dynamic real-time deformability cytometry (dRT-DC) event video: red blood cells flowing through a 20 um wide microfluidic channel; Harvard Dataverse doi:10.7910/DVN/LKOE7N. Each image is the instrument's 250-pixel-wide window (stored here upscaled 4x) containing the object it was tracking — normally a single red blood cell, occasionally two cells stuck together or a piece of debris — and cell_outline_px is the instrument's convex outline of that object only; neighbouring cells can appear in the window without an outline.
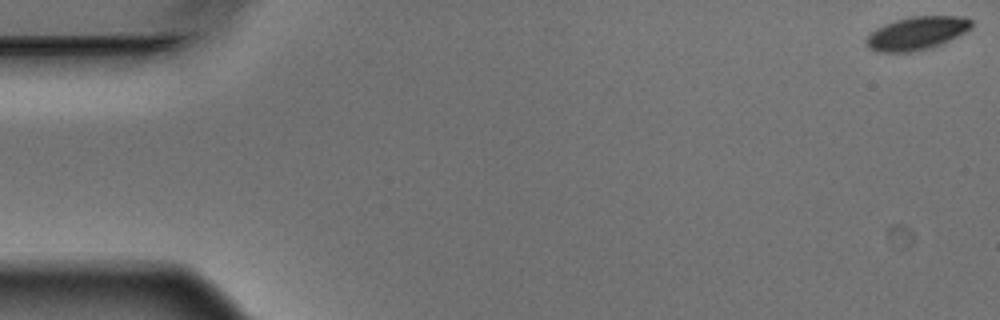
{"species": "Egyptian fruit bat (a non-hibernating species)", "species_latin": "Rousettus aegyptiacus", "temperature_condition": "warm", "stored_images_in_passage": 6, "camera_frame_rate_fps": 3000, "um_per_image_px": 0.085, "animal": {"sex": "male"}, "frame": {"image": 1, "passage_image": 1, "time_ms": 0.0, "image_size_px": [1000, 320], "cell_outline_px": [[972, 28], [940, 44], [928, 48], [908, 52], [880, 52], [868, 48], [868, 36], [876, 28], [884, 24], [896, 20], [912, 16], [964, 16], [972, 20]], "centroid_in_image_um": [77.94, 2.81], "position_along_channel_um": 7.1, "area_um2": 20.0}}
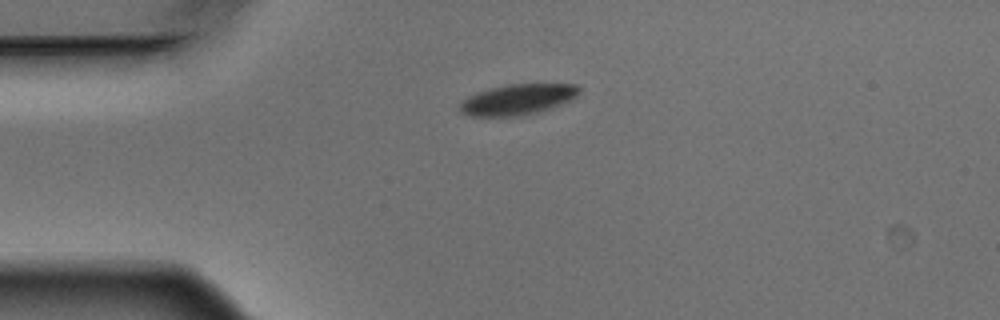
{"frame": {"image": 2, "passage_image": 4, "time_ms": 1.0, "image_size_px": [1000, 320], "cell_outline_px": [[580, 92], [572, 100], [536, 112], [520, 116], [468, 116], [460, 108], [460, 104], [468, 96], [492, 88], [508, 84], [576, 84], [580, 88]], "centroid_in_image_um": [44.04, 8.45], "position_along_channel_um": 41.0, "area_um2": 20.92}}
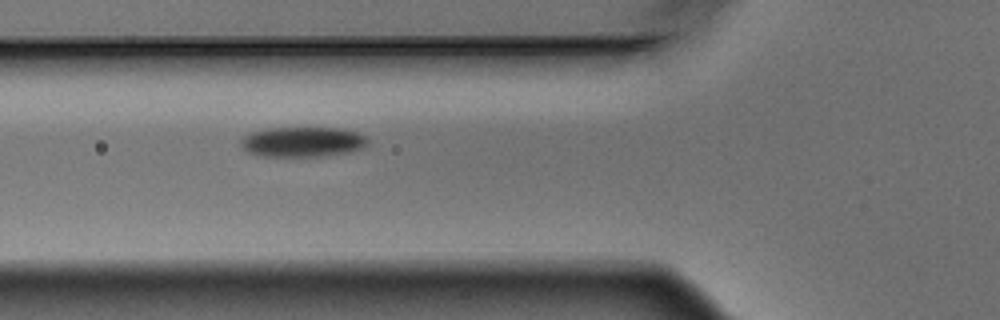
{"frame": {"image": 3, "passage_image": 6, "time_ms": 1.667, "image_size_px": [1000, 320], "cell_outline_px": [[368, 140], [364, 148], [348, 152], [324, 156], [264, 156], [248, 152], [240, 144], [240, 140], [244, 136], [252, 132], [268, 128], [340, 128], [356, 132], [364, 136]], "centroid_in_image_um": [25.72, 12.06], "position_along_channel_um": 100.1, "area_um2": 22.08}}